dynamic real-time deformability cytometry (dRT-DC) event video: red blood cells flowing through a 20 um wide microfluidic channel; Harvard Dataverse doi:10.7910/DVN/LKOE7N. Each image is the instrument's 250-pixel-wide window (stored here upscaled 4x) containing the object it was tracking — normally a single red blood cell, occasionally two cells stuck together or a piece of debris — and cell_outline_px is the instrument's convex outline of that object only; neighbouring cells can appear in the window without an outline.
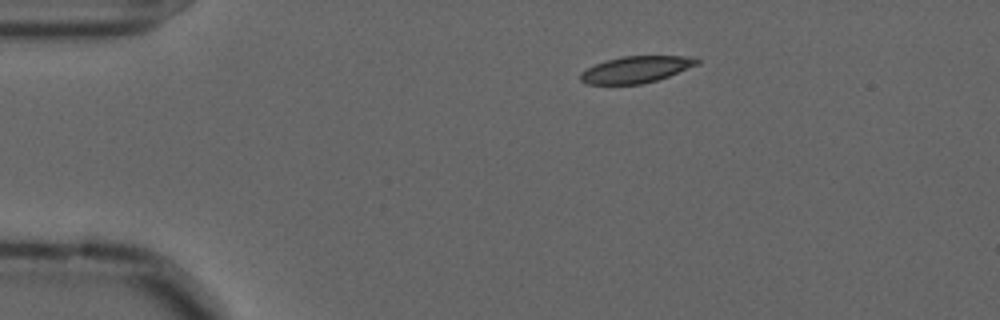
{"species": "common noctule bat (a hibernating species)", "species_latin": "Nyctalus noctula", "temperature_condition": "cold", "stored_images_in_passage": 47, "camera_frame_rate_fps": 3000, "um_per_image_px": 0.085, "animal": {"sex": "male", "forearm_length_mm": 52.5}, "frame": {"image": 1, "passage_image": 1, "time_ms": 0.0, "image_size_px": [1000, 320], "cell_outline_px": [[700, 64], [668, 76], [656, 80], [640, 84], [588, 84], [580, 80], [580, 72], [596, 64], [620, 56], [696, 56], [700, 60]], "centroid_in_image_um": [54.11, 5.89], "position_along_channel_um": 30.9, "area_um2": 18.03}}
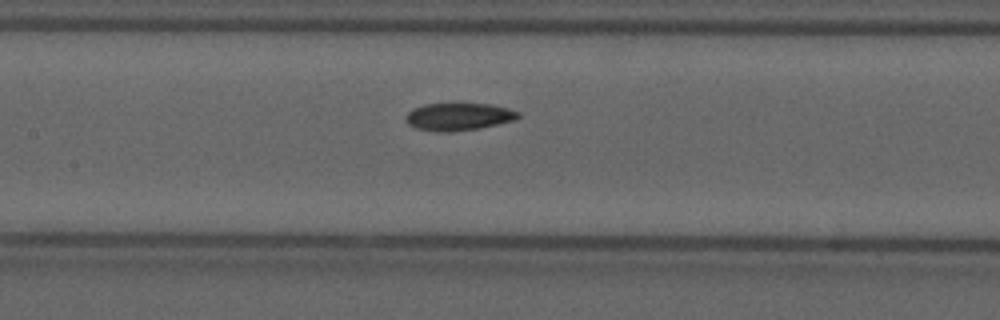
{"frame": {"image": 2, "passage_image": 17, "time_ms": 5.333, "image_size_px": [1000, 320], "cell_outline_px": [[520, 116], [516, 120], [480, 128], [448, 132], [436, 132], [416, 128], [408, 124], [408, 112], [412, 108], [424, 104], [456, 100], [488, 104], [508, 108], [520, 112]], "centroid_in_image_um": [39.0, 9.86], "position_along_channel_um": 168.4, "area_um2": 18.84}}
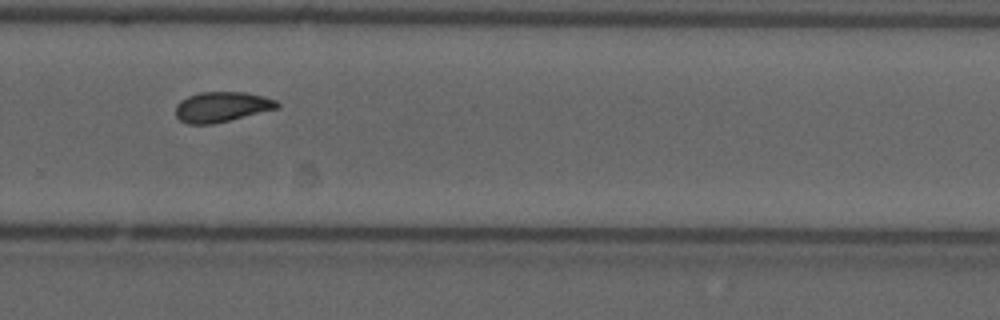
{"frame": {"image": 3, "passage_image": 29, "time_ms": 9.333, "image_size_px": [1000, 320], "cell_outline_px": [[280, 108], [212, 124], [188, 124], [180, 120], [176, 116], [176, 104], [180, 100], [188, 96], [200, 92], [244, 92], [264, 96], [276, 100], [280, 104]], "centroid_in_image_um": [18.86, 9.08], "position_along_channel_um": 310.9, "area_um2": 17.92}, "authors_computed_cell_mechanics": {"area_um2": 18.0336, "velocity_mm_per_s": 3.5778, "shape_relaxation_time_tau1_ms": 6.9003, "shape_relaxation_time_tau2_ms": 3.7176, "deformation_change_tau1": 0.1487, "deformation_change_tau2": 0.0796}}